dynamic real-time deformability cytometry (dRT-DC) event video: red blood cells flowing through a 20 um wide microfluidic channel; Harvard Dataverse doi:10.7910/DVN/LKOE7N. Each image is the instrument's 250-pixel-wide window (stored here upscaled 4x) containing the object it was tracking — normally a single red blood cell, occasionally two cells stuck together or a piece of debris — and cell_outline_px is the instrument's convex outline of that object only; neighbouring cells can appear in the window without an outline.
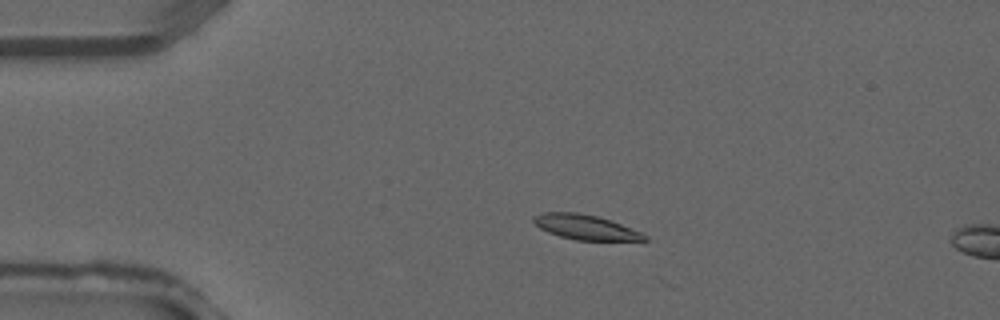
{"species": "common noctule bat (a hibernating species)", "species_latin": "Nyctalus noctula", "temperature_condition": "warm", "stored_images_in_passage": 4, "camera_frame_rate_fps": 3000, "um_per_image_px": 0.085, "animal": {"sex": "male", "forearm_length_mm": 52.5}, "frame": {"image": 1, "passage_image": 3, "time_ms": 0.667, "image_size_px": [1000, 320], "cell_outline_px": [[648, 240], [576, 240], [560, 236], [548, 232], [540, 228], [532, 220], [532, 216], [544, 212], [576, 212], [596, 216], [620, 224], [640, 232], [648, 236]], "centroid_in_image_um": [49.72, 19.3], "position_along_channel_um": 35.3, "area_um2": 15.78}}